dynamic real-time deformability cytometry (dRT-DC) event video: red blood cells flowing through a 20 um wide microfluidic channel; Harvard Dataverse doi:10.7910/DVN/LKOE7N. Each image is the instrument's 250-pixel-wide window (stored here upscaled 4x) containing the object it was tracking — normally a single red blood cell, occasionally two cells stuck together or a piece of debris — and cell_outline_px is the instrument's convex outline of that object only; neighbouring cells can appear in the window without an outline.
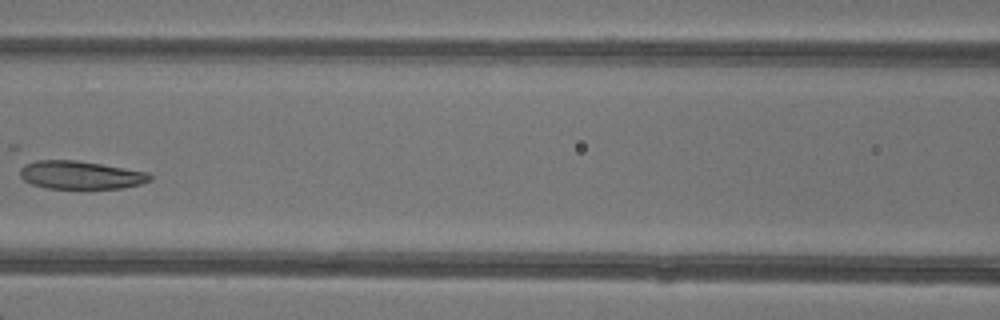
{"species": "common noctule bat (a hibernating species)", "species_latin": "Nyctalus noctula", "temperature_condition": "warm", "stored_images_in_passage": 4, "camera_frame_rate_fps": 3000, "um_per_image_px": 0.085, "animal": {"sex": "female"}, "frame": {"image": 1, "passage_image": 4, "time_ms": 3.667, "image_size_px": [1000, 320], "cell_outline_px": [[152, 180], [140, 184], [124, 188], [48, 188], [32, 184], [24, 180], [20, 176], [20, 168], [24, 160], [76, 160], [148, 172], [152, 176]], "centroid_in_image_um": [6.8, 14.86], "position_along_channel_um": 159.8, "area_um2": 21.44}}